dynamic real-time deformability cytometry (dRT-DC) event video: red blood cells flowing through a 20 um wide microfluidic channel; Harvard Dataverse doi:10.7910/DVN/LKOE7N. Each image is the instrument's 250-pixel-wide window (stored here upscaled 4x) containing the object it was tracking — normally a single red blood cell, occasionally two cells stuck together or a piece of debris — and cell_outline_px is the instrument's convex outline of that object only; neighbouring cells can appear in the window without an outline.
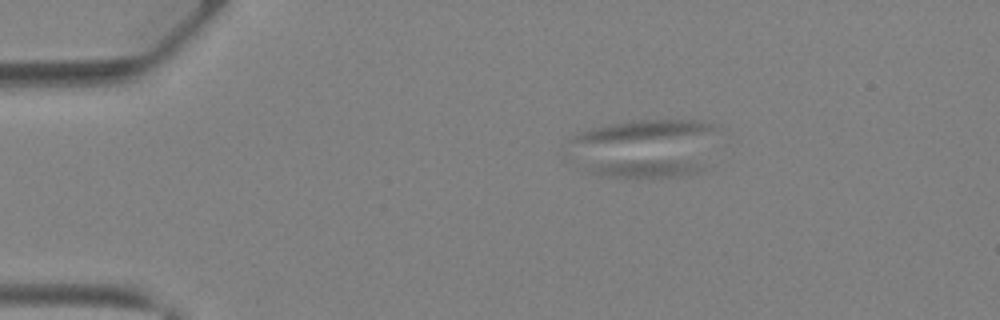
{"species": "Egyptian fruit bat (a non-hibernating species)", "species_latin": "Rousettus aegyptiacus", "temperature_condition": "warm", "stored_images_in_passage": 41, "camera_frame_rate_fps": 3000, "um_per_image_px": 0.085, "animal": {"sex": "female"}, "frame": {"image": 1, "passage_image": 1, "time_ms": 0.0, "image_size_px": [1000, 320], "cell_outline_px": [[704, 168], [696, 172], [676, 176], [636, 180], [584, 172], [588, 168], [600, 164], [644, 160], [672, 160], [696, 164]], "centroid_in_image_um": [54.82, 14.38], "position_along_channel_um": 30.2, "area_um2": 11.68}}